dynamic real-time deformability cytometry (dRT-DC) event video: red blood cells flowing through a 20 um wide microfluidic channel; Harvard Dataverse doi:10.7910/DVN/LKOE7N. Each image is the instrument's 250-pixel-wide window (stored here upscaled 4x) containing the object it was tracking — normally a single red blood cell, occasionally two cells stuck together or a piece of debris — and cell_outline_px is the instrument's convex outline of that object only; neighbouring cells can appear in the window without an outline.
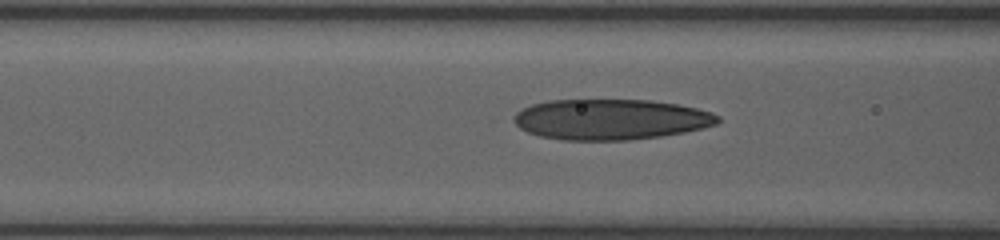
{"species": "human", "species_latin": "Homo sapiens", "temperature_condition": "room temperature", "stored_images_in_passage": 23, "camera_frame_rate_fps": 3000, "um_per_image_px": 0.085, "donor": {"sex": "female"}, "frame": {"image": 1, "passage_image": 5, "time_ms": 4.0, "image_size_px": [1000, 240], "cell_outline_px": [[720, 120], [716, 124], [684, 132], [660, 136], [628, 140], [560, 140], [540, 136], [528, 132], [520, 128], [512, 120], [512, 116], [516, 112], [532, 104], [548, 100], [652, 100], [676, 104], [696, 108], [712, 112], [720, 116]], "centroid_in_image_um": [51.88, 10.15], "position_along_channel_um": 114.7, "area_um2": 48.26}}
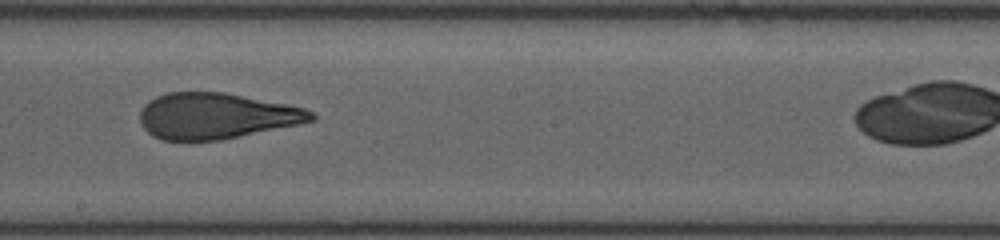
{"frame": {"image": 2, "passage_image": 11, "time_ms": 7.0, "image_size_px": [1000, 240], "cell_outline_px": [[316, 116], [312, 120], [296, 124], [220, 140], [160, 140], [152, 136], [144, 128], [140, 120], [140, 112], [144, 104], [156, 96], [168, 92], [224, 92], [304, 108], [312, 112]], "centroid_in_image_um": [18.3, 9.85], "position_along_channel_um": 229.9, "area_um2": 45.26}}
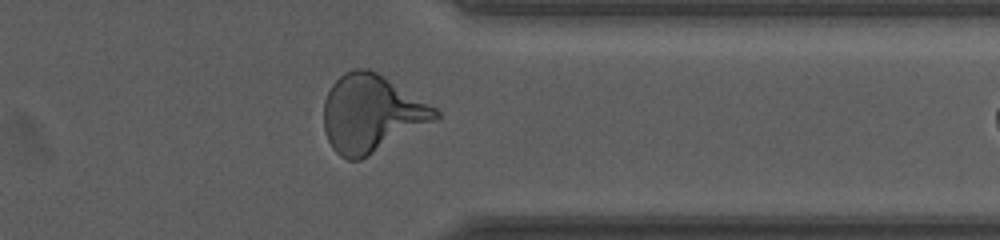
{"frame": {"image": 3, "passage_image": 20, "time_ms": 11.0, "image_size_px": [1000, 240], "cell_outline_px": [[440, 116], [436, 120], [368, 156], [360, 160], [348, 160], [340, 156], [332, 148], [324, 132], [324, 100], [332, 84], [344, 72], [352, 68], [368, 68], [384, 76], [436, 108], [440, 112]], "centroid_in_image_um": [31.55, 9.65], "position_along_channel_um": 379.9, "area_um2": 50.17}}